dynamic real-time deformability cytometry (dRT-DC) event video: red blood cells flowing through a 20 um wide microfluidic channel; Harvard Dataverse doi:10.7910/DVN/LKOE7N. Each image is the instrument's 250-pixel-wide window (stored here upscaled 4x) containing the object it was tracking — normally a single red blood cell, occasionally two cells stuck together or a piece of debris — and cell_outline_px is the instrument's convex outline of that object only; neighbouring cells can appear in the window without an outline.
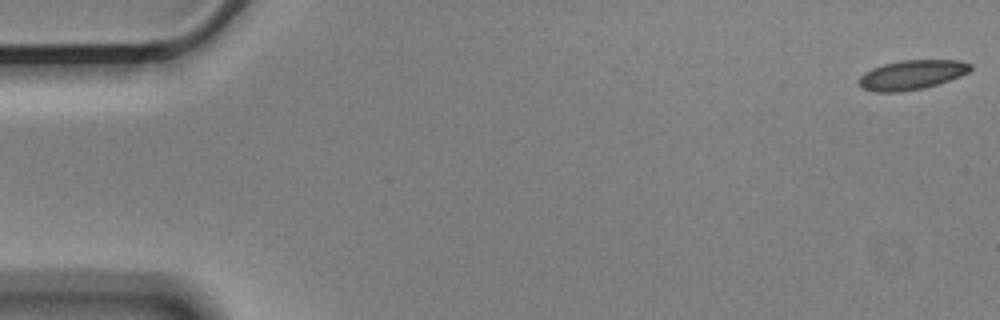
{"species": "Egyptian fruit bat (a non-hibernating species)", "species_latin": "Rousettus aegyptiacus", "temperature_condition": "cold", "stored_images_in_passage": 12, "camera_frame_rate_fps": 3000, "um_per_image_px": 0.085, "animal": {"sex": "male"}, "frame": {"image": 1, "passage_image": 1, "time_ms": 0.0, "image_size_px": [1000, 320], "cell_outline_px": [[972, 68], [968, 72], [960, 76], [924, 88], [900, 92], [872, 92], [860, 88], [856, 84], [856, 80], [864, 72], [872, 68], [884, 64], [900, 60], [960, 60], [972, 64]], "centroid_in_image_um": [77.43, 6.37], "position_along_channel_um": 7.6, "area_um2": 19.42}}